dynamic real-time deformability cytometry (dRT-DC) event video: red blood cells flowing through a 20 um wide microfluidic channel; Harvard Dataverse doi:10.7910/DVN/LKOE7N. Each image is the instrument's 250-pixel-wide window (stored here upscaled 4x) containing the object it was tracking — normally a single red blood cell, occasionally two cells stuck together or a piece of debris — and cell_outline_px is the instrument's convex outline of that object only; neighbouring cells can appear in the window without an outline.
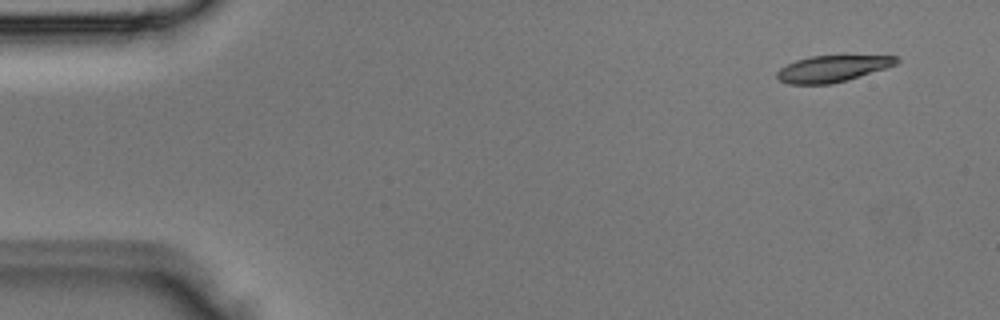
{"species": "Egyptian fruit bat (a non-hibernating species)", "species_latin": "Rousettus aegyptiacus", "temperature_condition": "room temperature", "stored_images_in_passage": 4, "camera_frame_rate_fps": 3000, "um_per_image_px": 0.085, "animal": {"sex": "male"}, "frame": {"image": 1, "passage_image": 4, "time_ms": 1.0, "image_size_px": [1000, 320], "cell_outline_px": [[900, 60], [896, 64], [884, 68], [832, 84], [788, 84], [780, 80], [776, 76], [776, 72], [780, 68], [796, 60], [812, 56], [896, 56]], "centroid_in_image_um": [70.7, 5.84], "position_along_channel_um": 14.3, "area_um2": 17.98}}